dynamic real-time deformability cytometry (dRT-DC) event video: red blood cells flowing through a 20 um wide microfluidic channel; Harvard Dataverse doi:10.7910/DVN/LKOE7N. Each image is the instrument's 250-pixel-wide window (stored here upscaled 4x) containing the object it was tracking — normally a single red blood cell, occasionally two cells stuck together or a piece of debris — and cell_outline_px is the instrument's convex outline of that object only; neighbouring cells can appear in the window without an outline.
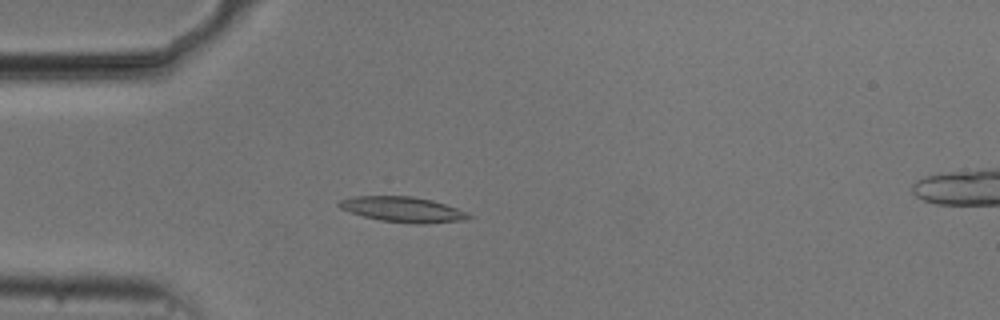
{"species": "common noctule bat (a hibernating species)", "species_latin": "Nyctalus noctula", "temperature_condition": "cold", "stored_images_in_passage": 54, "camera_frame_rate_fps": 3000, "um_per_image_px": 0.085, "animal": {"sex": "male", "body_mass_g": 20.5, "forearm_length_mm": 52.5}, "frame": {"image": 1, "passage_image": 15, "time_ms": 4.667, "image_size_px": [1000, 320], "cell_outline_px": [[476, 216], [468, 220], [424, 224], [416, 224], [380, 220], [364, 216], [340, 208], [336, 204], [340, 200], [352, 196], [412, 196], [432, 200], [468, 212]], "centroid_in_image_um": [34.3, 17.81], "position_along_channel_um": 50.7, "area_um2": 19.25}}
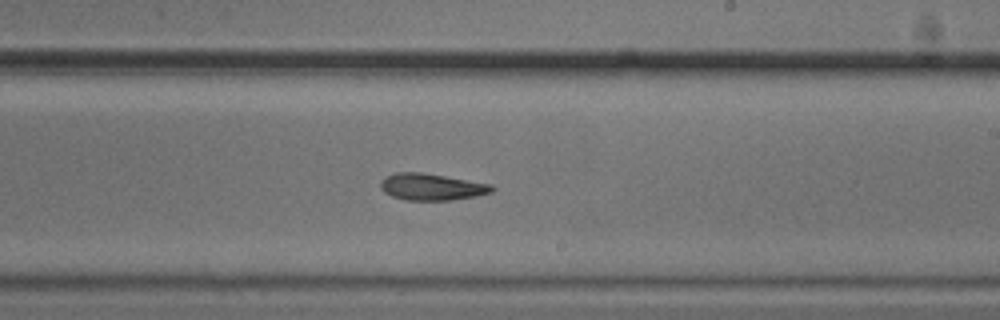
{"frame": {"image": 2, "passage_image": 32, "time_ms": 10.333, "image_size_px": [1000, 320], "cell_outline_px": [[496, 188], [492, 192], [476, 196], [452, 200], [408, 200], [392, 196], [384, 192], [380, 188], [380, 184], [388, 176], [396, 172], [420, 172], [492, 184]], "centroid_in_image_um": [36.73, 15.89], "position_along_channel_um": 252.3, "area_um2": 17.17}}
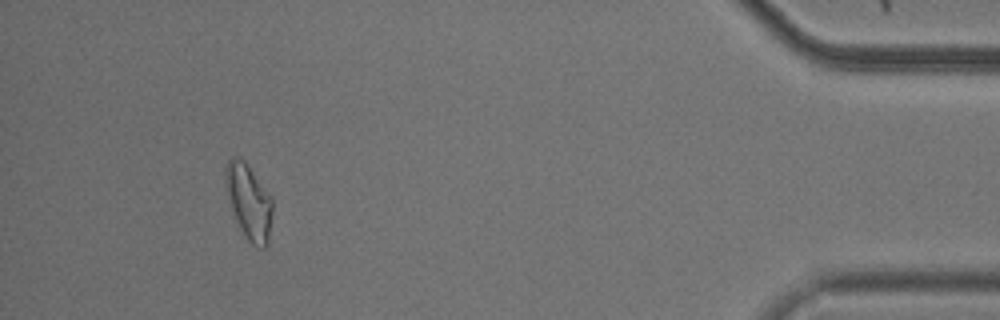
{"frame": {"image": 3, "passage_image": 50, "time_ms": 16.333, "image_size_px": [1000, 320], "cell_outline_px": [[272, 212], [268, 244], [264, 248], [260, 248], [252, 244], [244, 236], [232, 212], [224, 180], [224, 168], [228, 160], [232, 156], [240, 156], [244, 160], [272, 200]], "centroid_in_image_um": [21.12, 17.14], "position_along_channel_um": 414.1, "area_um2": 20.4}}